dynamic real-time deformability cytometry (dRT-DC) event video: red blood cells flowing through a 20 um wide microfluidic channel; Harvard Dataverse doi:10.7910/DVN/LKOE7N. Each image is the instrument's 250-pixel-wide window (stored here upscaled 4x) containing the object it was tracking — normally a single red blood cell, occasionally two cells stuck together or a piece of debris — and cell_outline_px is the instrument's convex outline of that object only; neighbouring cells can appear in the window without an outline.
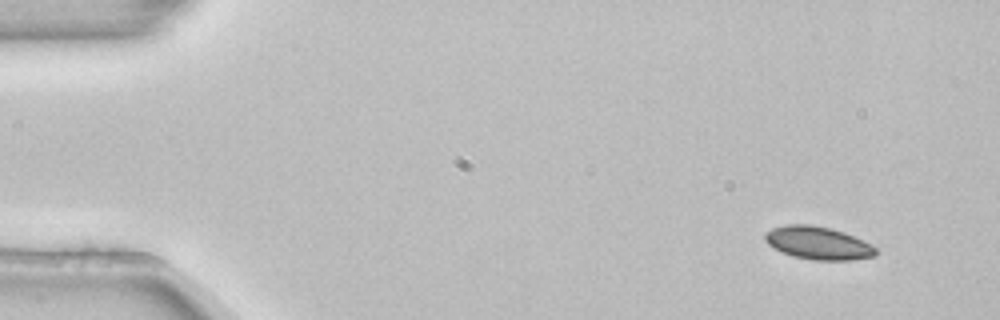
{"species": "common noctule bat (a hibernating species)", "species_latin": "Nyctalus noctula", "temperature_condition": "room temperature", "stored_images_in_passage": 5, "segment_of_instrument_passage": [2, 2], "camera_frame_rate_fps": 3000, "um_per_image_px": 0.085, "animal": {"sex": "female", "body_mass_g": 22.7, "forearm_length_mm": 54.2}, "frame": {"image": 1, "passage_image": 5, "time_ms": 1.333, "image_size_px": [1000, 320], "cell_outline_px": [[876, 256], [852, 260], [812, 260], [792, 256], [768, 244], [764, 240], [764, 232], [772, 228], [784, 224], [808, 224], [832, 228], [844, 232], [864, 240], [872, 244], [876, 248]], "centroid_in_image_um": [69.54, 20.65], "position_along_channel_um": 15.5, "area_um2": 21.44}}